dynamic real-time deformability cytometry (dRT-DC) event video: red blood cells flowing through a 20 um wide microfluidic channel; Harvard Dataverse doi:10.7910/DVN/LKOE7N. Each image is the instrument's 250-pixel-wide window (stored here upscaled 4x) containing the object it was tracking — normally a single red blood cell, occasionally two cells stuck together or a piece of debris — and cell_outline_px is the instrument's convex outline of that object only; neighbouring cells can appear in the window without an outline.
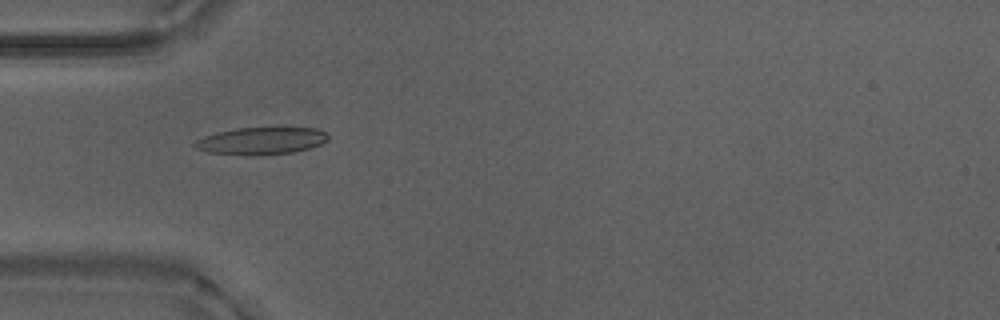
{"species": "Egyptian fruit bat (a non-hibernating species)", "species_latin": "Rousettus aegyptiacus", "temperature_condition": "warm", "stored_images_in_passage": 53, "camera_frame_rate_fps": 3000, "um_per_image_px": 0.085, "animal": {"sex": "male"}, "frame": {"image": 1, "passage_image": 17, "time_ms": 5.333, "image_size_px": [1000, 320], "cell_outline_px": [[328, 140], [320, 144], [308, 148], [292, 152], [256, 156], [248, 156], [208, 152], [196, 148], [192, 144], [196, 140], [204, 136], [236, 128], [316, 128], [324, 132], [328, 136]], "centroid_in_image_um": [22.18, 11.98], "position_along_channel_um": 62.8, "area_um2": 21.04}}
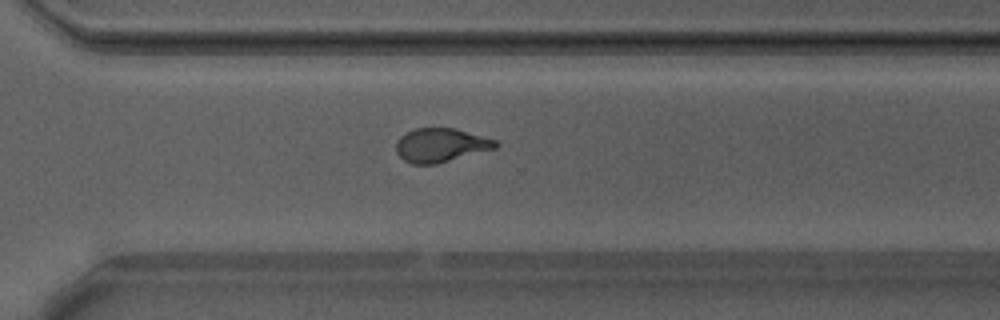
{"frame": {"image": 2, "passage_image": 38, "time_ms": 12.333, "image_size_px": [1000, 320], "cell_outline_px": [[500, 144], [496, 148], [436, 164], [412, 164], [404, 160], [396, 152], [396, 144], [400, 136], [416, 128], [452, 128], [496, 140]], "centroid_in_image_um": [37.45, 12.35], "position_along_channel_um": 333.1, "area_um2": 19.36}}
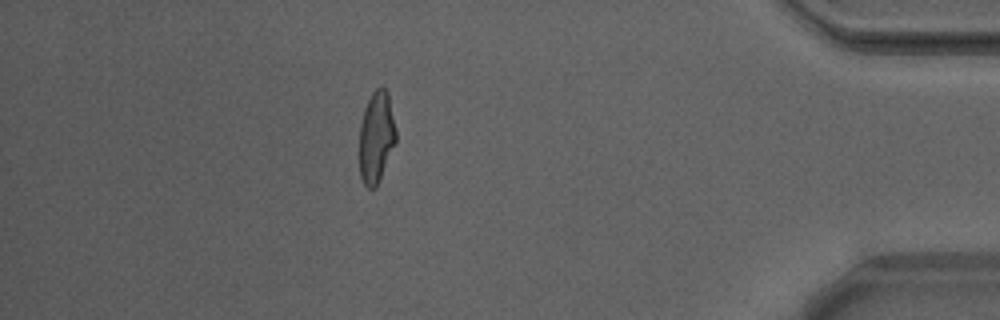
{"frame": {"image": 3, "passage_image": 47, "time_ms": 15.333, "image_size_px": [1000, 320], "cell_outline_px": [[396, 140], [376, 188], [368, 188], [364, 184], [360, 176], [360, 124], [364, 108], [372, 92], [380, 84], [388, 92], [396, 132]], "centroid_in_image_um": [31.98, 11.62], "position_along_channel_um": 403.2, "area_um2": 19.36}, "authors_computed_cell_mechanics": {"area_um2": 19.8254, "velocity_mm_per_s": 3.8863, "shape_relaxation_time_tau1_ms": 5.5121, "shape_relaxation_time_tau2_ms": 1.3636, "deformation_change_tau1": 0.2189, "deformation_change_tau2": 0.0979}}